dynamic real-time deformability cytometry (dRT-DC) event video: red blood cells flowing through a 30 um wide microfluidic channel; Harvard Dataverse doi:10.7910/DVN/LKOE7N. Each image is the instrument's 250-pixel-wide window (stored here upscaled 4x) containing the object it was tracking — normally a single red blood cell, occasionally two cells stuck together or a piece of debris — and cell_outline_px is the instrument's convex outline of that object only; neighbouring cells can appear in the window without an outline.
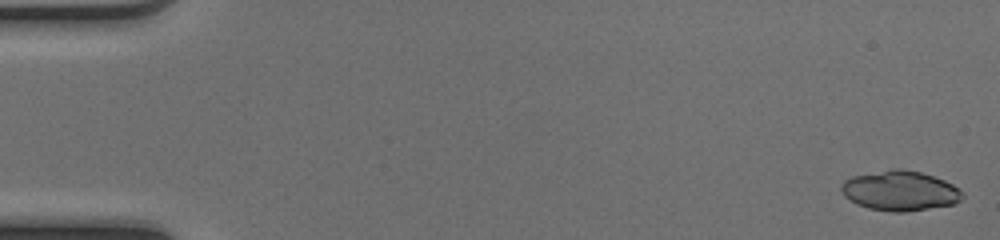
{"species": "common noctule bat (a hibernating species)", "species_latin": "Nyctalus noctula", "temperature_condition": "cold", "stored_images_in_passage": 15, "camera_frame_rate_fps": 3000, "um_per_image_px": 0.085, "animal": {"sex": "female", "body_mass_g": 17.0, "forearm_length_mm": 48.0}, "frame": {"image": 1, "passage_image": 1, "time_ms": 0.0, "image_size_px": [1000, 240], "cell_outline_px": [[964, 196], [960, 200], [952, 204], [904, 212], [892, 212], [868, 208], [856, 204], [844, 196], [840, 192], [840, 184], [844, 180], [852, 176], [892, 168], [900, 168], [920, 172], [944, 180], [952, 184], [964, 192]], "centroid_in_image_um": [76.46, 16.21], "position_along_channel_um": 8.5, "area_um2": 28.26}}
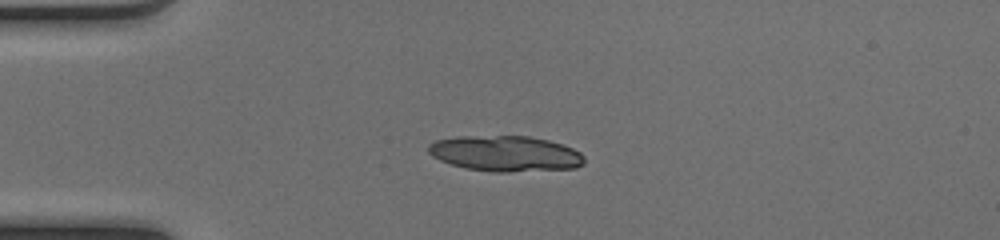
{"frame": {"image": 2, "passage_image": 13, "time_ms": 4.0, "image_size_px": [1000, 240], "cell_outline_px": [[584, 164], [576, 168], [508, 172], [492, 172], [464, 168], [440, 160], [432, 156], [428, 152], [428, 144], [436, 140], [456, 136], [528, 136], [548, 140], [572, 148], [580, 152], [584, 156]], "centroid_in_image_um": [42.94, 13.05], "position_along_channel_um": 42.1, "area_um2": 32.48}}